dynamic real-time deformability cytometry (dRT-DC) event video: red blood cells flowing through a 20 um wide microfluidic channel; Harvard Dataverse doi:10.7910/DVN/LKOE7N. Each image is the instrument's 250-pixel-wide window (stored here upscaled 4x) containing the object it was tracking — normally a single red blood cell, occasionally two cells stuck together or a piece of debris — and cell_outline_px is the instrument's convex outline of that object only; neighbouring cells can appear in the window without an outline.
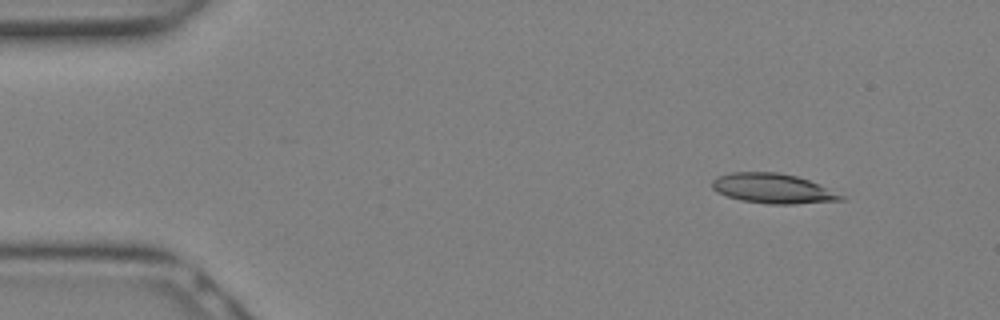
{"species": "Egyptian fruit bat (a non-hibernating species)", "species_latin": "Rousettus aegyptiacus", "temperature_condition": "warm", "stored_images_in_passage": 26, "camera_frame_rate_fps": 3000, "um_per_image_px": 0.085, "animal": {"sex": "female"}, "frame": {"image": 1, "passage_image": 1, "time_ms": 0.0, "image_size_px": [1000, 320], "cell_outline_px": [[844, 200], [792, 204], [768, 204], [740, 200], [716, 192], [712, 188], [712, 180], [716, 176], [732, 172], [780, 172], [796, 176], [808, 180], [844, 196]], "centroid_in_image_um": [65.63, 16.02], "position_along_channel_um": 19.4, "area_um2": 22.25}}
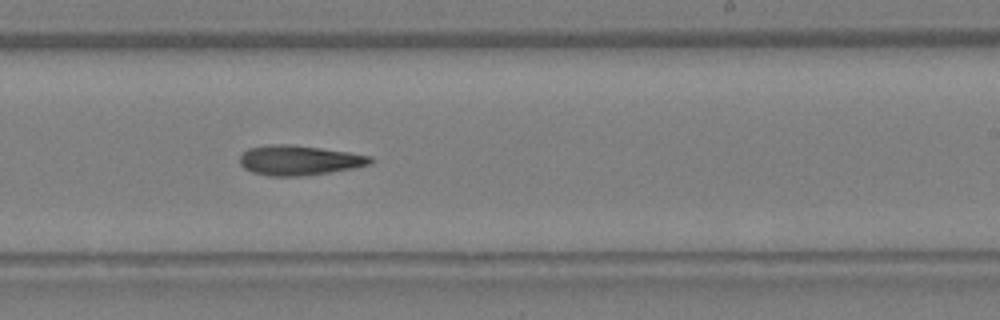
{"frame": {"image": 2, "passage_image": 15, "time_ms": 4.667, "image_size_px": [1000, 320], "cell_outline_px": [[376, 160], [368, 164], [352, 168], [328, 172], [296, 176], [268, 176], [252, 172], [244, 168], [240, 164], [240, 156], [248, 148], [268, 144], [292, 144], [348, 152], [372, 156]], "centroid_in_image_um": [25.4, 13.61], "position_along_channel_um": 263.6, "area_um2": 22.6}}
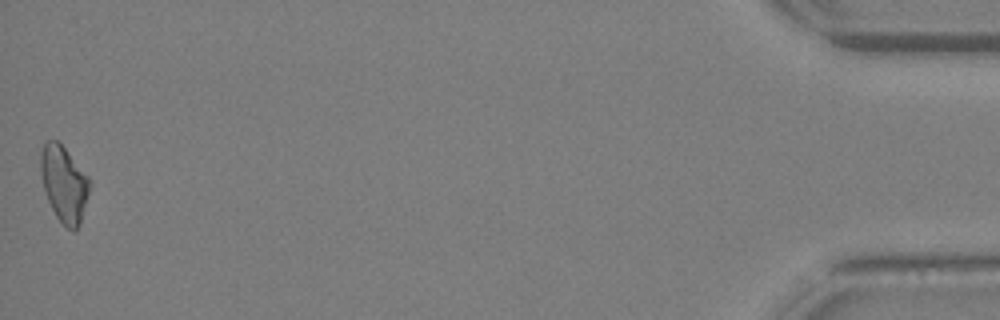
{"frame": {"image": 3, "passage_image": 26, "time_ms": 8.333, "image_size_px": [1000, 320], "cell_outline_px": [[88, 192], [80, 224], [76, 232], [72, 232], [56, 216], [48, 200], [44, 188], [40, 172], [40, 152], [44, 144], [48, 140], [56, 140], [64, 148], [88, 176]], "centroid_in_image_um": [5.41, 15.64], "position_along_channel_um": 429.8, "area_um2": 21.15}}